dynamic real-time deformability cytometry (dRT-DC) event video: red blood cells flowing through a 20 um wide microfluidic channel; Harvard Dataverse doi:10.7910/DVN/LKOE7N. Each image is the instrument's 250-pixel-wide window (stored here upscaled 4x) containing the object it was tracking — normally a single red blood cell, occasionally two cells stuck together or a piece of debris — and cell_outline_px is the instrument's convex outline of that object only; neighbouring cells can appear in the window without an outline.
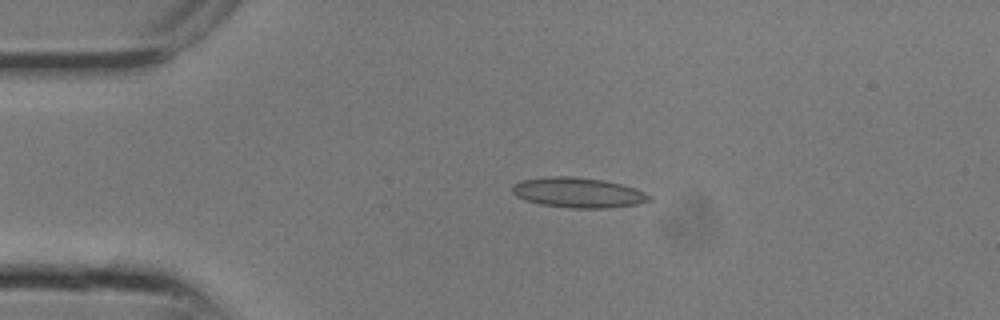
{"species": "common noctule bat (a hibernating species)", "species_latin": "Nyctalus noctula", "temperature_condition": "room temperature", "stored_images_in_passage": 5, "camera_frame_rate_fps": 3000, "um_per_image_px": 0.085, "animal": {"sex": "male", "body_mass_g": 13.3}, "frame": {"image": 1, "passage_image": 3, "time_ms": 0.667, "image_size_px": [1000, 320], "cell_outline_px": [[652, 200], [636, 204], [608, 208], [568, 208], [540, 204], [524, 200], [516, 196], [512, 192], [512, 188], [520, 180], [544, 176], [568, 176], [604, 180], [620, 184], [644, 192], [652, 196]], "centroid_in_image_um": [49.11, 16.37], "position_along_channel_um": 35.9, "area_um2": 24.04}}